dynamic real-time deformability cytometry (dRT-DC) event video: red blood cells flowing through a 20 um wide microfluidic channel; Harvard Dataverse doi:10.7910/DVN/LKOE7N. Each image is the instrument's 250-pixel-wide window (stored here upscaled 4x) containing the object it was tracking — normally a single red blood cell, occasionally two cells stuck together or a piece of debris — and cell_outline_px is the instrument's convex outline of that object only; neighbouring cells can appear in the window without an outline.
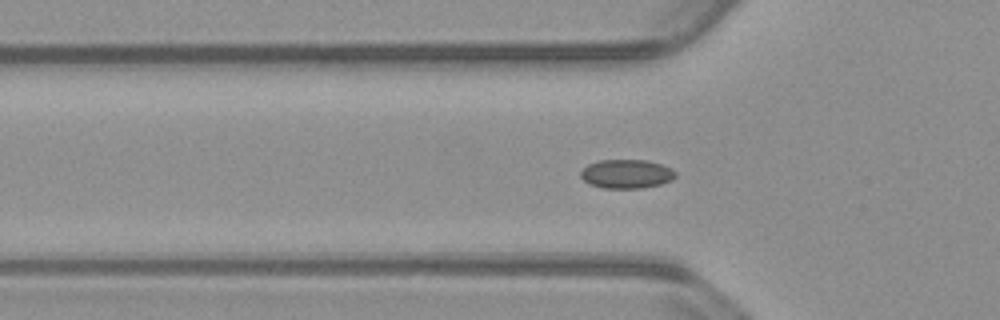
{"species": "common noctule bat (a hibernating species)", "species_latin": "Nyctalus noctula", "temperature_condition": "warm", "stored_images_in_passage": 42, "segment_of_instrument_passage": [1, 2], "camera_frame_rate_fps": 3000, "um_per_image_px": 0.085, "animal": {"sex": "male", "body_mass_g": 23.1, "forearm_length_mm": 52.7}, "frame": {"image": 1, "passage_image": 4, "time_ms": 1.0, "image_size_px": [1000, 320], "cell_outline_px": [[676, 176], [672, 180], [660, 184], [640, 188], [604, 188], [588, 184], [580, 176], [580, 172], [588, 164], [600, 160], [648, 160], [672, 168], [676, 172]], "centroid_in_image_um": [53.26, 14.78], "position_along_channel_um": 72.5, "area_um2": 16.01}}
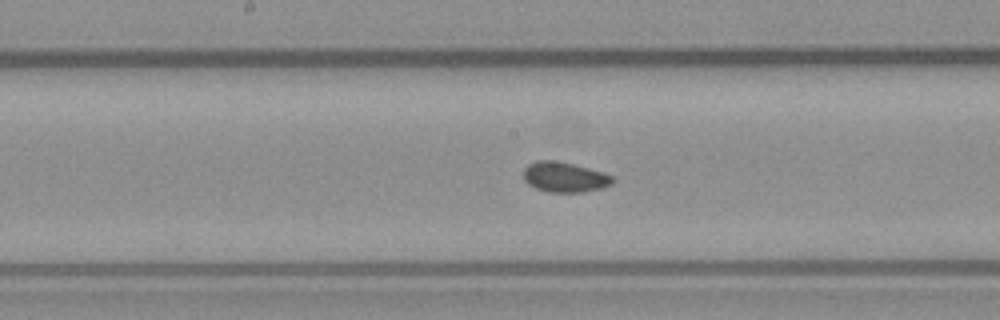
{"frame": {"image": 2, "passage_image": 14, "time_ms": 4.333, "image_size_px": [1000, 320], "cell_outline_px": [[616, 180], [612, 184], [600, 188], [584, 192], [548, 192], [536, 188], [528, 184], [524, 180], [524, 168], [528, 164], [536, 160], [552, 160], [572, 164], [588, 168], [612, 176]], "centroid_in_image_um": [47.97, 15.06], "position_along_channel_um": 200.2, "area_um2": 15.55}}
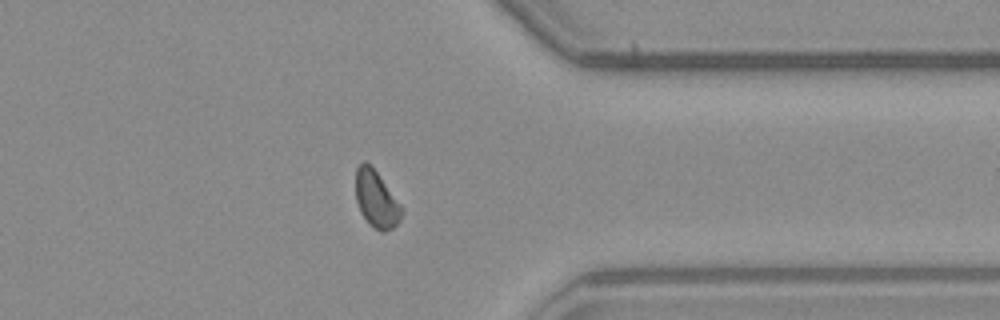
{"frame": {"image": 3, "passage_image": 29, "time_ms": 9.333, "image_size_px": [1000, 320], "cell_outline_px": [[404, 208], [400, 220], [392, 228], [384, 232], [380, 232], [368, 224], [360, 212], [356, 200], [356, 168], [364, 160], [376, 172]], "centroid_in_image_um": [31.99, 16.98], "position_along_channel_um": 379.4, "area_um2": 15.14}}